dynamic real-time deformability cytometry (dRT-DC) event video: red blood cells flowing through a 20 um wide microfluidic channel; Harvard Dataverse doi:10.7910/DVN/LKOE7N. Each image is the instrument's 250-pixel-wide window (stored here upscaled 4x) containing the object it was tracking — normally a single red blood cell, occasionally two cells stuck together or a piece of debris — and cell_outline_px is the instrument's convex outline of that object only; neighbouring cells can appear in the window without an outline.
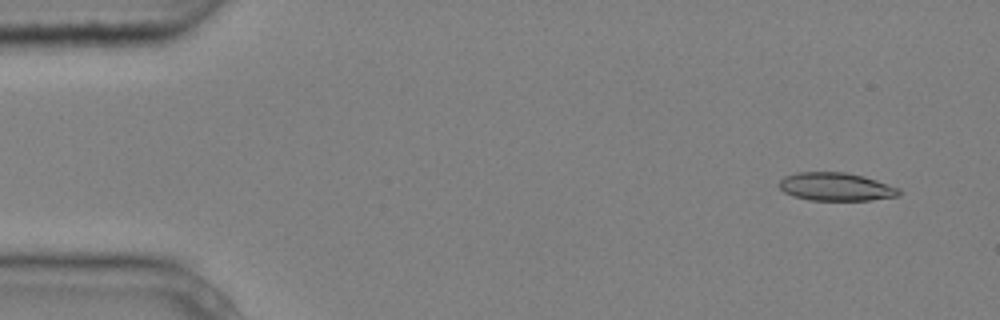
{"species": "common noctule bat (a hibernating species)", "species_latin": "Nyctalus noctula", "temperature_condition": "cold", "stored_images_in_passage": 4, "camera_frame_rate_fps": 3000, "um_per_image_px": 0.085, "animal": {"sex": "male", "body_mass_g": 20.4}, "frame": {"image": 1, "passage_image": 1, "time_ms": 0.0, "image_size_px": [1000, 320], "cell_outline_px": [[900, 196], [872, 200], [808, 200], [792, 196], [784, 192], [776, 184], [784, 176], [796, 172], [844, 172], [864, 176], [900, 188]], "centroid_in_image_um": [71.03, 15.87], "position_along_channel_um": 14.0, "area_um2": 19.88}}
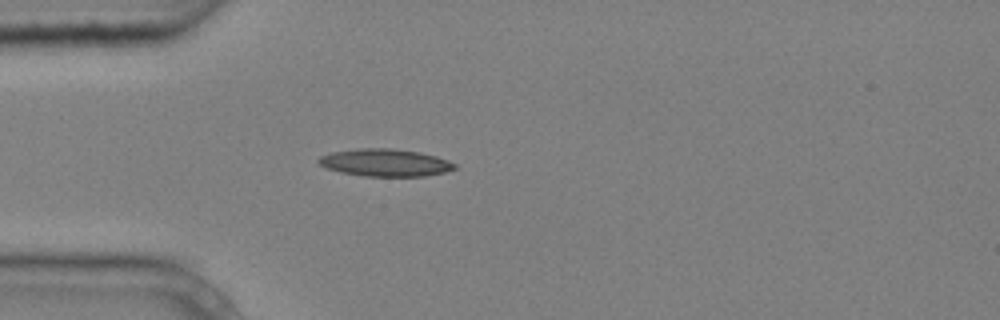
{"frame": {"image": 2, "passage_image": 4, "time_ms": 1.0, "image_size_px": [1000, 320], "cell_outline_px": [[456, 168], [444, 172], [424, 176], [364, 176], [340, 172], [328, 168], [320, 164], [316, 160], [320, 156], [332, 152], [356, 148], [392, 148], [420, 152], [436, 156], [448, 160], [456, 164]], "centroid_in_image_um": [32.73, 13.81], "position_along_channel_um": 52.3, "area_um2": 21.73}}